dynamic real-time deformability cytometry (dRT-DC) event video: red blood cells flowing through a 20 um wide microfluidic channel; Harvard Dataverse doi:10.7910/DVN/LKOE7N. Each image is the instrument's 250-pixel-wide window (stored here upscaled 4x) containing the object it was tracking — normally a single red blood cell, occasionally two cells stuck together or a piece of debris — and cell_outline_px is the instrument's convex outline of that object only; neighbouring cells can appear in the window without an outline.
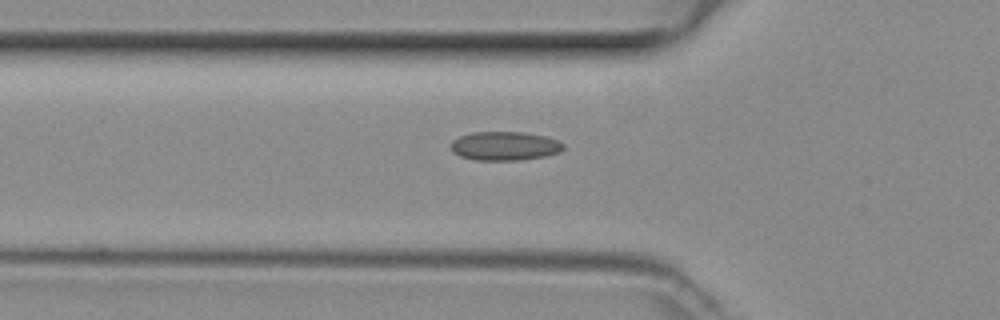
{"species": "common noctule bat (a hibernating species)", "species_latin": "Nyctalus noctula", "temperature_condition": "room temperature", "stored_images_in_passage": 15, "camera_frame_rate_fps": 3000, "um_per_image_px": 0.085, "animal": {"sex": "female", "body_mass_g": 29.2, "forearm_length_mm": 56.3}, "frame": {"image": 1, "passage_image": 5, "time_ms": 1.333, "image_size_px": [1000, 320], "cell_outline_px": [[564, 148], [560, 152], [544, 156], [520, 160], [476, 160], [460, 156], [452, 152], [452, 140], [460, 136], [472, 132], [524, 132], [544, 136], [556, 140], [564, 144]], "centroid_in_image_um": [42.89, 12.41], "position_along_channel_um": 82.9, "area_um2": 18.84}}
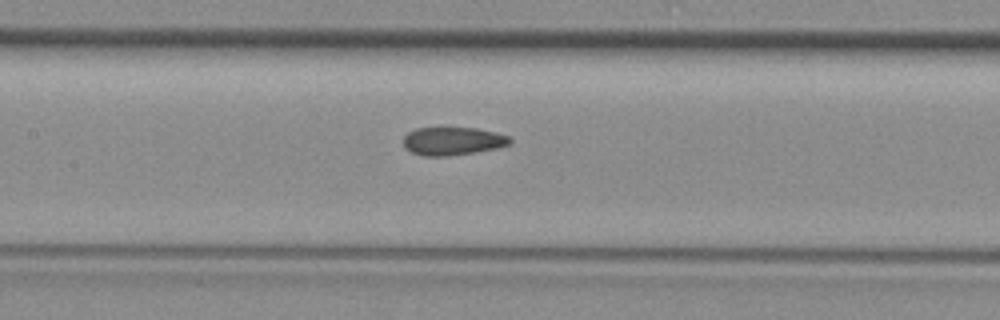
{"frame": {"image": 2, "passage_image": 11, "time_ms": 3.333, "image_size_px": [1000, 320], "cell_outline_px": [[512, 140], [508, 144], [496, 148], [476, 152], [444, 156], [424, 156], [412, 152], [404, 144], [404, 136], [408, 132], [416, 128], [476, 128], [496, 132], [508, 136]], "centroid_in_image_um": [38.48, 11.98], "position_along_channel_um": 168.9, "area_um2": 17.22}}
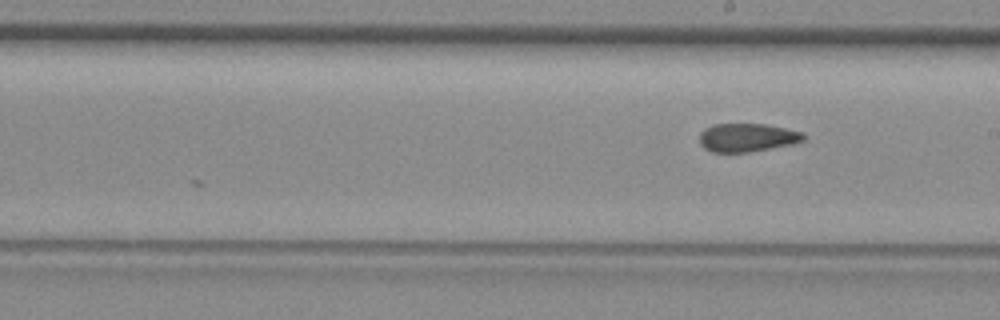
{"frame": {"image": 3, "passage_image": 15, "time_ms": 4.667, "image_size_px": [1000, 320], "cell_outline_px": [[804, 140], [792, 144], [748, 152], [712, 152], [704, 148], [700, 144], [700, 132], [704, 128], [712, 124], [764, 124], [804, 132]], "centroid_in_image_um": [63.48, 11.69], "position_along_channel_um": 225.5, "area_um2": 17.17}}